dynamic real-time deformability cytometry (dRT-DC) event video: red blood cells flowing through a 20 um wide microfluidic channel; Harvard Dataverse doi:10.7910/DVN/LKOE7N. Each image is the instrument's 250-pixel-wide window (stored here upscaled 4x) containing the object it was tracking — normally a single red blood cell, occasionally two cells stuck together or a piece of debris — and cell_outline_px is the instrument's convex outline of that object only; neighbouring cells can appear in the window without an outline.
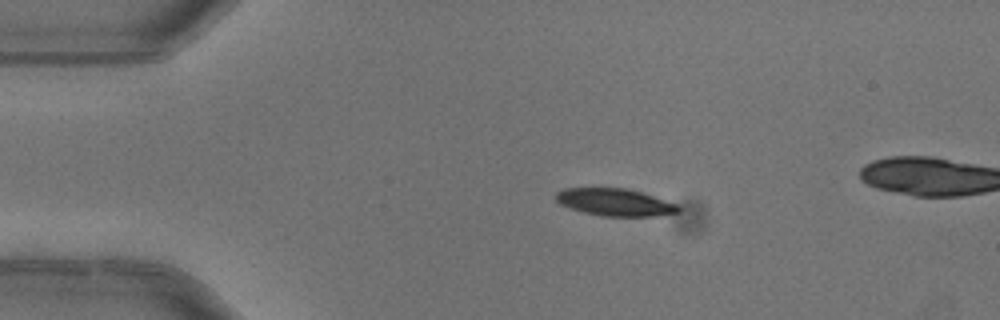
{"species": "common noctule bat (a hibernating species)", "species_latin": "Nyctalus noctula", "temperature_condition": "warm", "stored_images_in_passage": 2, "camera_frame_rate_fps": 3000, "um_per_image_px": 0.085, "animal": {"sex": "female"}, "frame": {"image": 1, "passage_image": 1, "time_ms": 0.0, "image_size_px": [1000, 320], "cell_outline_px": [[680, 212], [656, 216], [600, 216], [584, 212], [560, 204], [556, 200], [556, 192], [564, 188], [628, 188], [680, 204]], "centroid_in_image_um": [52.32, 17.19], "position_along_channel_um": 32.7, "area_um2": 19.59}}